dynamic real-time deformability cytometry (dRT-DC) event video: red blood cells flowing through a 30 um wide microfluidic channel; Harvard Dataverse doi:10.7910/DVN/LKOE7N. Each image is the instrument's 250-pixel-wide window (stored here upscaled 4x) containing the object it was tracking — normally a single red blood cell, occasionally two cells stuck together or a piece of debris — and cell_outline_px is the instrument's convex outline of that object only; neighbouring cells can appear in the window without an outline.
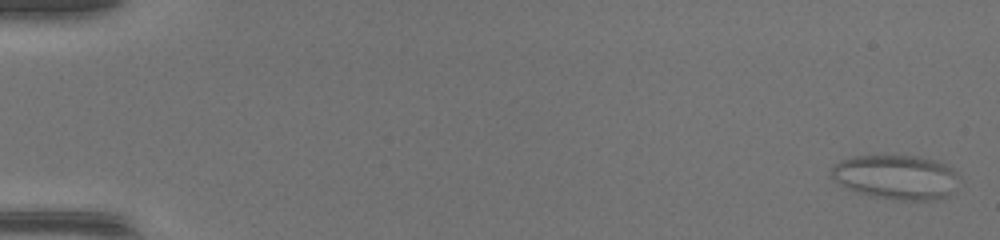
{"species": "common noctule bat (a hibernating species)", "species_latin": "Nyctalus noctula", "temperature_condition": "warm", "stored_images_in_passage": 48, "camera_frame_rate_fps": 3000, "um_per_image_px": 0.085, "animal": {"sex": "female", "body_mass_g": 17.0, "forearm_length_mm": 48.0}, "frame": {"image": 1, "passage_image": 2, "time_ms": 0.333, "image_size_px": [1000, 240], "cell_outline_px": [[960, 176], [948, 196], [932, 200], [896, 200], [872, 196], [848, 188], [832, 180], [828, 172], [828, 168], [832, 164], [840, 160], [852, 156], [920, 156], [936, 160], [952, 168]], "centroid_in_image_um": [76.11, 15.04], "position_along_channel_um": 8.9, "area_um2": 33.35}}
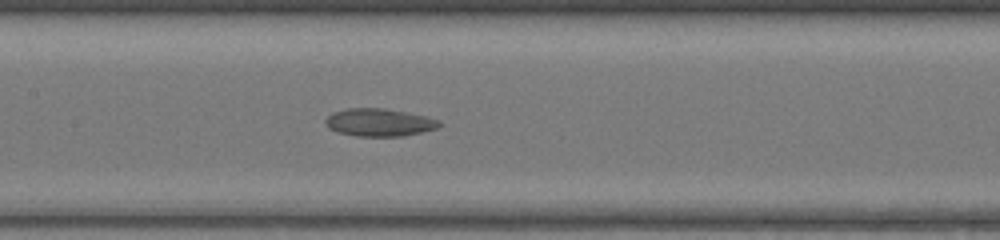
{"frame": {"image": 2, "passage_image": 25, "time_ms": 8.0, "image_size_px": [1000, 240], "cell_outline_px": [[444, 124], [436, 128], [404, 136], [356, 136], [336, 132], [328, 128], [324, 120], [332, 112], [348, 108], [384, 108], [424, 116], [440, 120]], "centroid_in_image_um": [32.21, 10.41], "position_along_channel_um": 175.2, "area_um2": 18.38}}
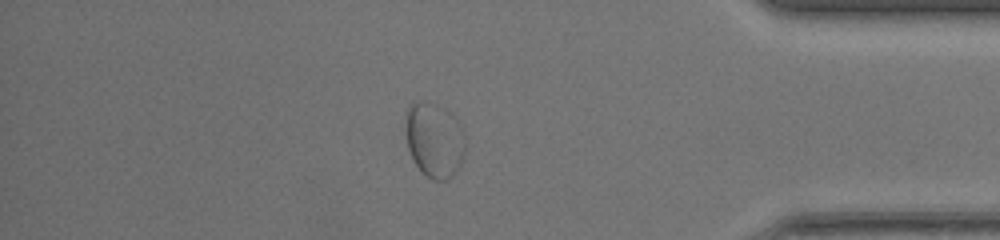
{"frame": {"image": 3, "passage_image": 42, "time_ms": 13.667, "image_size_px": [1000, 240], "cell_outline_px": [[464, 152], [460, 164], [456, 172], [448, 180], [432, 180], [416, 164], [408, 148], [404, 132], [404, 124], [408, 108], [416, 100], [428, 100], [448, 112], [464, 128]], "centroid_in_image_um": [36.9, 11.87], "position_along_channel_um": 398.3, "area_um2": 26.13}}